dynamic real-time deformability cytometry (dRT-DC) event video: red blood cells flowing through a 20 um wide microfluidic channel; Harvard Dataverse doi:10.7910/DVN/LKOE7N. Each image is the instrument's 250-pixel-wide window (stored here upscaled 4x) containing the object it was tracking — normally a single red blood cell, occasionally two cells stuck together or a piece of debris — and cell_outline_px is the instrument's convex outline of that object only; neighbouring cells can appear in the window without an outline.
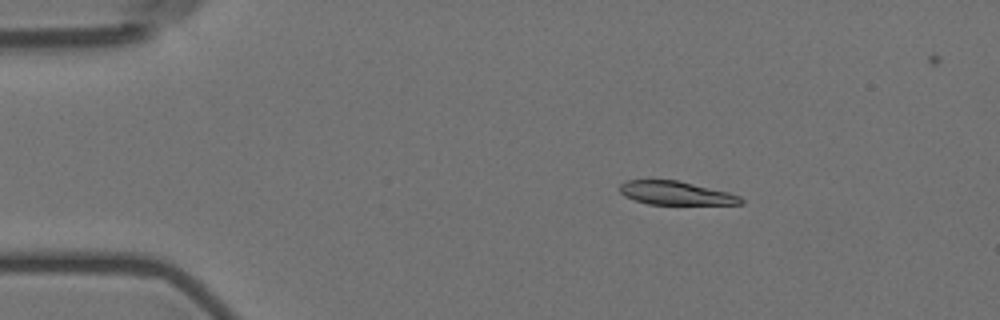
{"species": "Egyptian fruit bat (a non-hibernating species)", "species_latin": "Rousettus aegyptiacus", "temperature_condition": "room temperature", "stored_images_in_passage": 3, "camera_frame_rate_fps": 3000, "um_per_image_px": 0.085, "animal": {"sex": "female"}, "frame": {"image": 1, "passage_image": 1, "time_ms": 0.0, "image_size_px": [1000, 320], "cell_outline_px": [[744, 204], [648, 204], [624, 196], [620, 192], [620, 184], [628, 180], [676, 180], [728, 192], [740, 196], [744, 200]], "centroid_in_image_um": [57.45, 16.41], "position_along_channel_um": 27.5, "area_um2": 16.42}}